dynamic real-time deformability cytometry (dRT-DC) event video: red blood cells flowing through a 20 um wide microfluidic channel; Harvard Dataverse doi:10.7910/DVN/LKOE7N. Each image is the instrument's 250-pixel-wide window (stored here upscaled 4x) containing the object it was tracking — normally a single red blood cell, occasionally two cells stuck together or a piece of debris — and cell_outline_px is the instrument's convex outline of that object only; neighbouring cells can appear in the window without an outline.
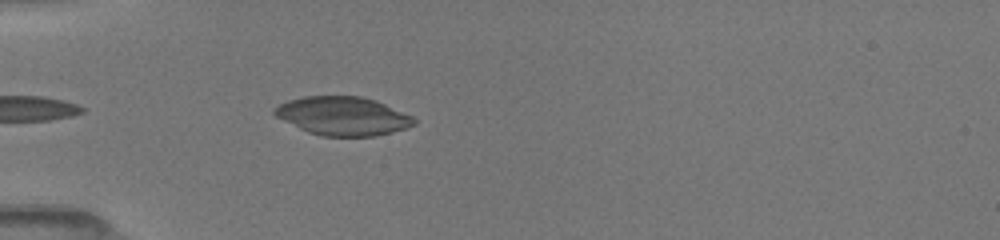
{"species": "common noctule bat (a hibernating species)", "species_latin": "Nyctalus noctula", "temperature_condition": "room temperature", "stored_images_in_passage": 6, "camera_frame_rate_fps": 3000, "um_per_image_px": 0.085, "animal": {"sex": "female", "body_mass_g": 19.5, "forearm_length_mm": 54.1}, "frame": {"image": 1, "passage_image": 3, "time_ms": 0.667, "image_size_px": [1000, 240], "cell_outline_px": [[416, 124], [408, 128], [376, 136], [320, 136], [308, 132], [276, 116], [272, 112], [272, 108], [288, 100], [304, 96], [364, 96], [376, 100], [412, 116], [416, 120]], "centroid_in_image_um": [29.16, 9.86], "position_along_channel_um": 55.8, "area_um2": 31.44}}
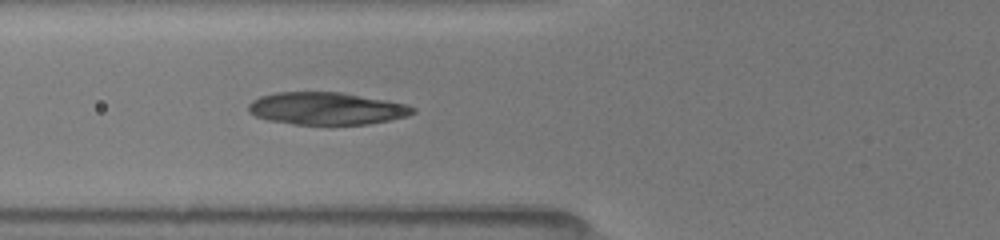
{"frame": {"image": 2, "passage_image": 6, "time_ms": 1.667, "image_size_px": [1000, 240], "cell_outline_px": [[416, 112], [408, 116], [368, 124], [292, 124], [268, 120], [256, 116], [248, 112], [248, 104], [252, 100], [260, 96], [276, 92], [340, 92], [388, 100], [408, 104], [416, 108]], "centroid_in_image_um": [27.76, 9.21], "position_along_channel_um": 98.0, "area_um2": 31.15}}